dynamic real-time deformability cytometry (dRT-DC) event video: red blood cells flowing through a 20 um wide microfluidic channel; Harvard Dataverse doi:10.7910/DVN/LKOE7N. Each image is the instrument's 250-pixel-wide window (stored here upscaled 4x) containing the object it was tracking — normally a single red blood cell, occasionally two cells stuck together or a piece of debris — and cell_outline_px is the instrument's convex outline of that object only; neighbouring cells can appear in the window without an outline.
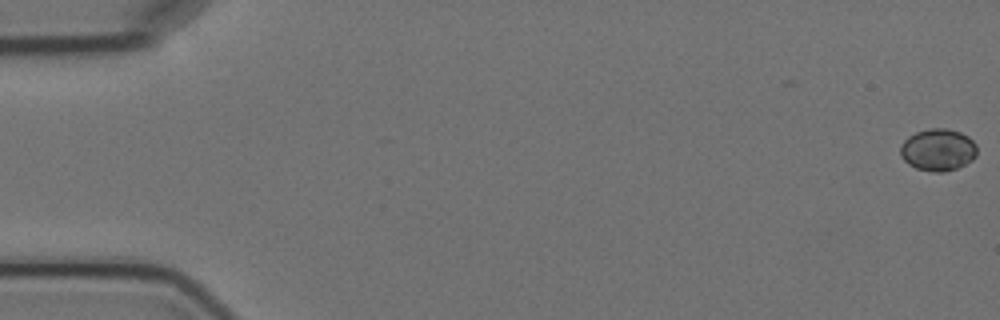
{"species": "Egyptian fruit bat (a non-hibernating species)", "species_latin": "Rousettus aegyptiacus", "temperature_condition": "cold", "stored_images_in_passage": 5, "camera_frame_rate_fps": 3000, "um_per_image_px": 0.085, "animal": {"sex": "female"}, "frame": {"image": 1, "passage_image": 1, "time_ms": 0.0, "image_size_px": [1000, 320], "cell_outline_px": [[976, 156], [972, 160], [956, 168], [944, 172], [932, 172], [916, 168], [908, 164], [900, 156], [900, 144], [908, 136], [916, 132], [928, 128], [948, 128], [960, 132], [968, 136], [976, 144]], "centroid_in_image_um": [79.71, 12.72], "position_along_channel_um": 5.3, "area_um2": 18.96}}
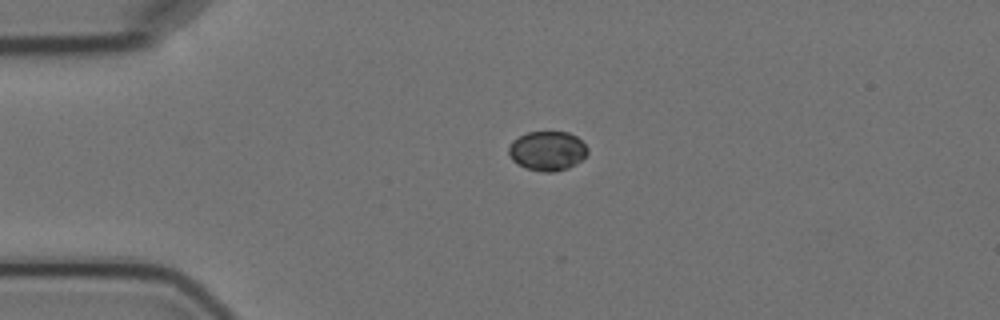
{"frame": {"image": 2, "passage_image": 4, "time_ms": 4.333, "image_size_px": [1000, 320], "cell_outline_px": [[588, 152], [580, 160], [568, 168], [552, 172], [544, 172], [524, 168], [512, 160], [508, 152], [508, 148], [512, 140], [528, 132], [568, 132], [576, 136], [588, 148]], "centroid_in_image_um": [46.5, 12.82], "position_along_channel_um": 38.5, "area_um2": 18.03}}